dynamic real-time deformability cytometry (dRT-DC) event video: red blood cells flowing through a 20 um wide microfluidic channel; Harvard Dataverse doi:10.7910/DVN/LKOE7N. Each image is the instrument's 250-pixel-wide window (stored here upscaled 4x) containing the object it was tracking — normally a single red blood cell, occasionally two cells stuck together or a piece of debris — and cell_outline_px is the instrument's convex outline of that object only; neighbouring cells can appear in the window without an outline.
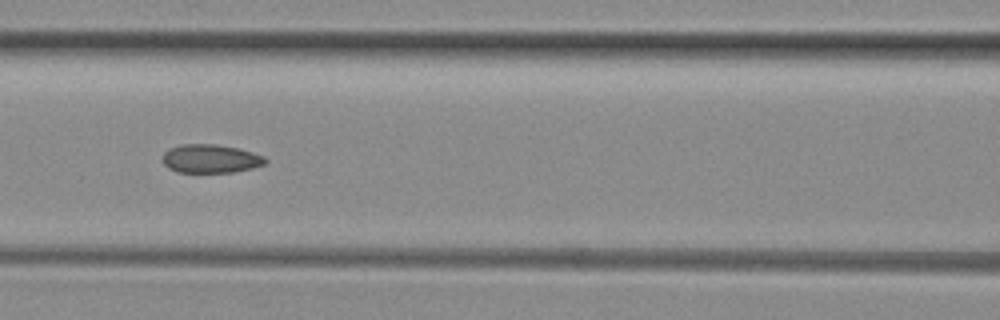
{"species": "common noctule bat (a hibernating species)", "species_latin": "Nyctalus noctula", "temperature_condition": "room temperature", "stored_images_in_passage": 32, "camera_frame_rate_fps": 3000, "um_per_image_px": 0.085, "animal": {"sex": "female", "body_mass_g": 29.2, "forearm_length_mm": 56.3}, "frame": {"image": 1, "passage_image": 10, "time_ms": 3.0, "image_size_px": [1000, 320], "cell_outline_px": [[268, 160], [264, 164], [252, 168], [232, 172], [176, 172], [168, 168], [164, 164], [164, 152], [168, 148], [180, 144], [216, 144], [236, 148], [252, 152], [264, 156]], "centroid_in_image_um": [17.88, 13.48], "position_along_channel_um": 148.7, "area_um2": 17.05}}
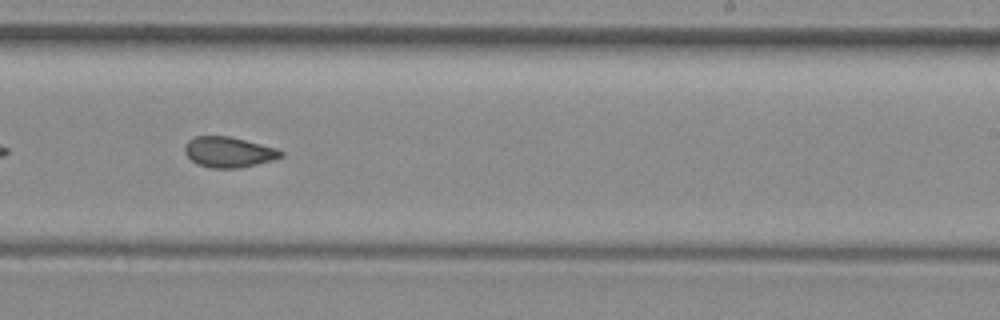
{"frame": {"image": 2, "passage_image": 19, "time_ms": 6.0, "image_size_px": [1000, 320], "cell_outline_px": [[284, 156], [272, 160], [240, 168], [212, 168], [196, 164], [184, 152], [184, 148], [188, 140], [196, 136], [228, 136], [276, 148], [284, 152]], "centroid_in_image_um": [19.43, 12.93], "position_along_channel_um": 269.6, "area_um2": 16.99}, "authors_computed_cell_mechanics": {"area_um2": 17.4556, "velocity_mm_per_s": 4.0458, "shape_relaxation_time_tau1_ms": null, "shape_relaxation_time_tau2_ms": 0.8612, "deformation_change_tau1": null, "deformation_change_tau2": 0.0517}}